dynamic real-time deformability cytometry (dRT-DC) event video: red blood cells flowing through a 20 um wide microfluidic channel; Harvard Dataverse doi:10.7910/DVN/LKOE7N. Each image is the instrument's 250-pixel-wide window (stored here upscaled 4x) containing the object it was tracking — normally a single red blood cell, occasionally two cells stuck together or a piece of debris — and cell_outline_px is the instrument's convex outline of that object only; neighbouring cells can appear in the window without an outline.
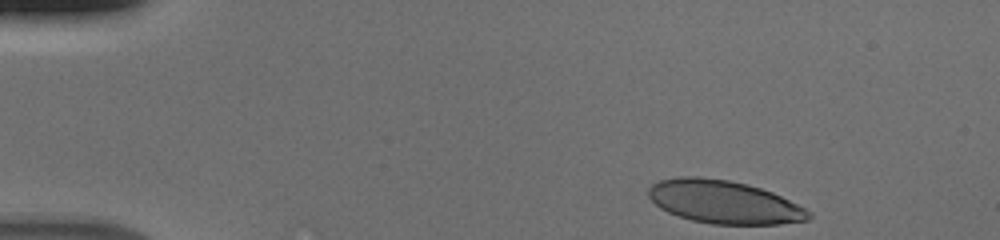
{"species": "human", "species_latin": "Homo sapiens", "temperature_condition": "cold", "stored_images_in_passage": 39, "camera_frame_rate_fps": 3000, "um_per_image_px": 0.085, "donor": {"sex": "male"}, "frame": {"image": 1, "passage_image": 1, "time_ms": 0.0, "image_size_px": [1000, 240], "cell_outline_px": [[812, 216], [808, 220], [780, 224], [712, 224], [692, 220], [668, 212], [660, 208], [648, 196], [648, 188], [652, 184], [660, 180], [680, 176], [696, 176], [728, 180], [748, 184], [772, 192], [812, 212]], "centroid_in_image_um": [61.53, 17.17], "position_along_channel_um": 23.5, "area_um2": 40.06}}
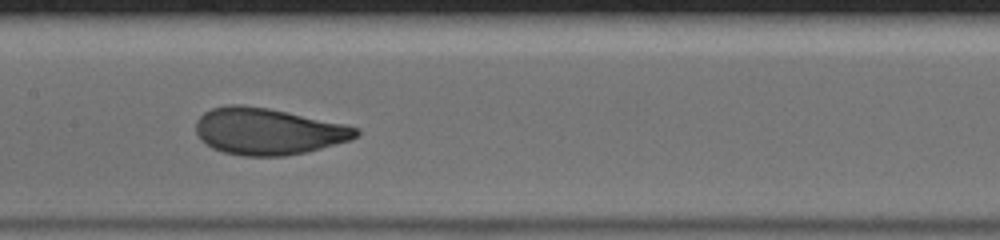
{"frame": {"image": 2, "passage_image": 21, "time_ms": 6.667, "image_size_px": [1000, 240], "cell_outline_px": [[360, 132], [356, 136], [348, 140], [308, 152], [284, 156], [244, 156], [224, 152], [212, 148], [200, 140], [196, 132], [196, 120], [204, 112], [212, 108], [228, 104], [240, 104], [268, 108], [348, 124], [360, 128]], "centroid_in_image_um": [22.78, 11.16], "position_along_channel_um": 184.6, "area_um2": 43.75}}
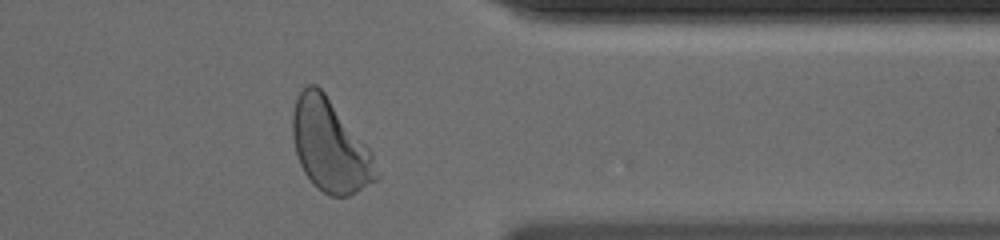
{"frame": {"image": 3, "passage_image": 37, "time_ms": 12.0, "image_size_px": [1000, 240], "cell_outline_px": [[380, 180], [348, 196], [332, 196], [316, 188], [312, 184], [304, 172], [300, 164], [296, 152], [292, 136], [292, 112], [296, 100], [300, 92], [308, 84], [316, 84], [324, 92], [372, 152], [380, 176]], "centroid_in_image_um": [28.06, 12.43], "position_along_channel_um": 383.3, "area_um2": 44.91}}